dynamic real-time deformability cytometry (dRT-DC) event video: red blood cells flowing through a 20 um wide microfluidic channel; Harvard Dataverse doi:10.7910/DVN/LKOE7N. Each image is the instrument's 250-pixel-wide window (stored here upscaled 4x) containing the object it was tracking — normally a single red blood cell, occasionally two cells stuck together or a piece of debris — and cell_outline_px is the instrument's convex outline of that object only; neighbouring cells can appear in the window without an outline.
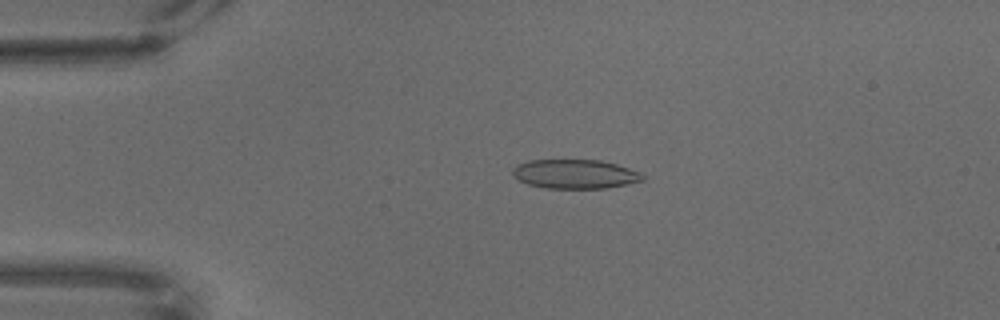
{"species": "common noctule bat (a hibernating species)", "species_latin": "Nyctalus noctula", "temperature_condition": "warm", "stored_images_in_passage": 68, "camera_frame_rate_fps": 3000, "um_per_image_px": 0.085, "animal": {"sex": "male", "body_mass_g": 18.8}, "frame": {"image": 1, "passage_image": 15, "time_ms": 4.667, "image_size_px": [1000, 320], "cell_outline_px": [[644, 180], [628, 184], [608, 188], [544, 188], [528, 184], [520, 180], [512, 172], [512, 168], [516, 164], [528, 160], [600, 160], [616, 164], [640, 172], [644, 176]], "centroid_in_image_um": [48.88, 14.79], "position_along_channel_um": 36.1, "area_um2": 22.08}}
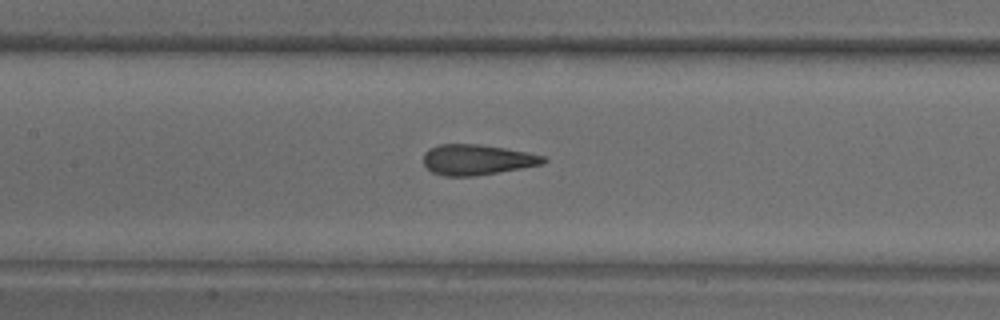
{"frame": {"image": 2, "passage_image": 32, "time_ms": 10.333, "image_size_px": [1000, 320], "cell_outline_px": [[548, 160], [540, 164], [520, 168], [476, 176], [444, 176], [432, 172], [424, 164], [424, 152], [428, 148], [440, 144], [476, 144], [504, 148], [544, 156]], "centroid_in_image_um": [40.49, 13.57], "position_along_channel_um": 166.9, "area_um2": 21.04}}
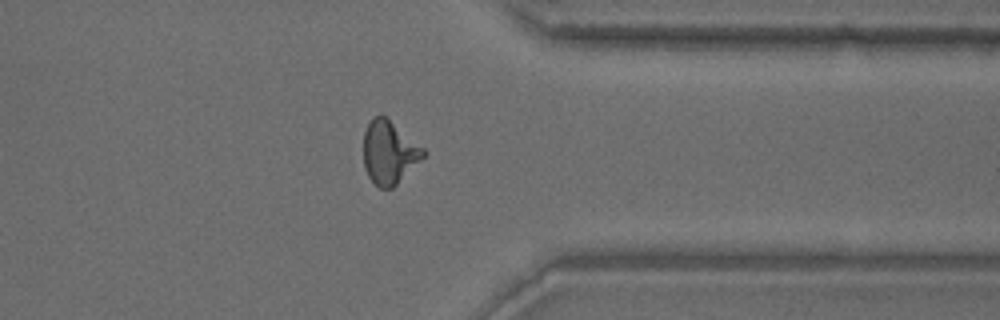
{"frame": {"image": 3, "passage_image": 54, "time_ms": 17.667, "image_size_px": [1000, 320], "cell_outline_px": [[428, 152], [392, 188], [380, 188], [368, 176], [364, 168], [364, 132], [372, 116], [384, 116], [424, 148]], "centroid_in_image_um": [33.06, 12.95], "position_along_channel_um": 378.3, "area_um2": 21.56}}